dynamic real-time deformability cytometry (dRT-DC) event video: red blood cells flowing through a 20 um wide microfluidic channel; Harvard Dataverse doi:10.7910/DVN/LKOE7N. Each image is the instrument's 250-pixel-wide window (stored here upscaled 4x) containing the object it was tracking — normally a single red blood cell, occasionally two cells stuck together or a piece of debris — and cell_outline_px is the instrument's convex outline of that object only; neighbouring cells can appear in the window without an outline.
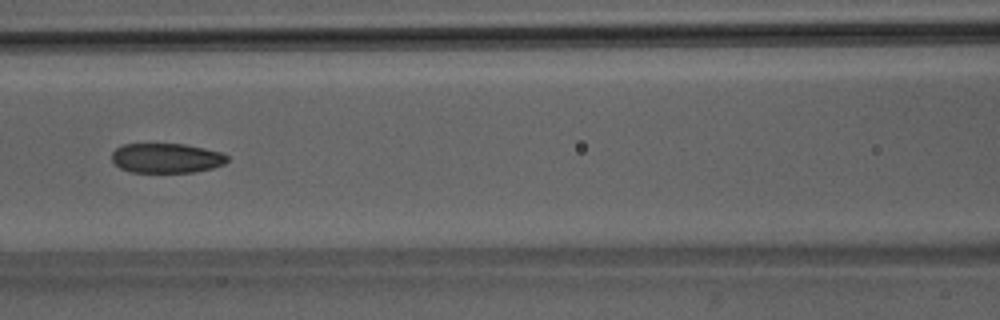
{"species": "Egyptian fruit bat (a non-hibernating species)", "species_latin": "Rousettus aegyptiacus", "temperature_condition": "room temperature", "stored_images_in_passage": 5, "camera_frame_rate_fps": 3000, "um_per_image_px": 0.085, "animal": {"sex": "male"}, "frame": {"image": 1, "passage_image": 5, "time_ms": 5.333, "image_size_px": [1000, 320], "cell_outline_px": [[228, 160], [224, 164], [212, 168], [192, 172], [132, 172], [120, 168], [112, 160], [112, 152], [116, 148], [124, 144], [184, 144], [204, 148], [220, 152], [228, 156]], "centroid_in_image_um": [14.14, 13.43], "position_along_channel_um": 152.5, "area_um2": 19.88}}